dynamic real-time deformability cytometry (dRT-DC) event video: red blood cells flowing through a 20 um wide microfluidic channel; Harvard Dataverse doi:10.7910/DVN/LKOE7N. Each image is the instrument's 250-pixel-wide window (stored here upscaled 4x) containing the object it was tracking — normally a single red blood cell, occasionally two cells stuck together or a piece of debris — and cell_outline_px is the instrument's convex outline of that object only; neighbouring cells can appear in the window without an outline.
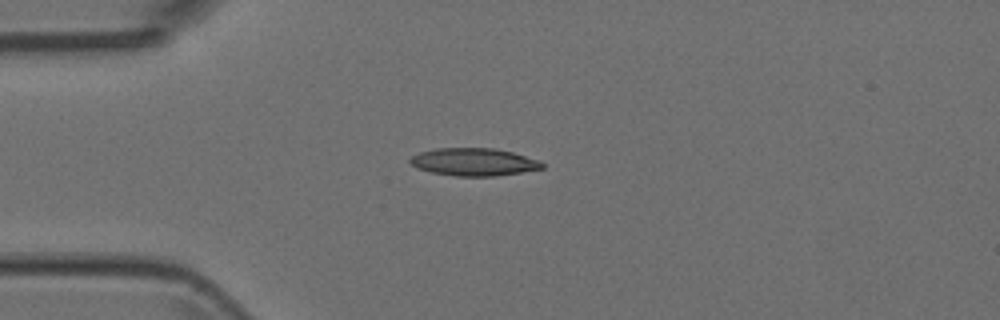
{"species": "Egyptian fruit bat (a non-hibernating species)", "species_latin": "Rousettus aegyptiacus", "temperature_condition": "room temperature", "stored_images_in_passage": 4, "camera_frame_rate_fps": 3000, "um_per_image_px": 0.085, "animal": {"sex": "female"}, "frame": {"image": 1, "passage_image": 1, "time_ms": 0.0, "image_size_px": [1000, 320], "cell_outline_px": [[544, 168], [496, 176], [456, 176], [432, 172], [416, 168], [408, 160], [412, 156], [420, 152], [436, 148], [496, 148], [512, 152], [540, 160], [544, 164]], "centroid_in_image_um": [40.28, 13.76], "position_along_channel_um": 44.7, "area_um2": 21.27}}
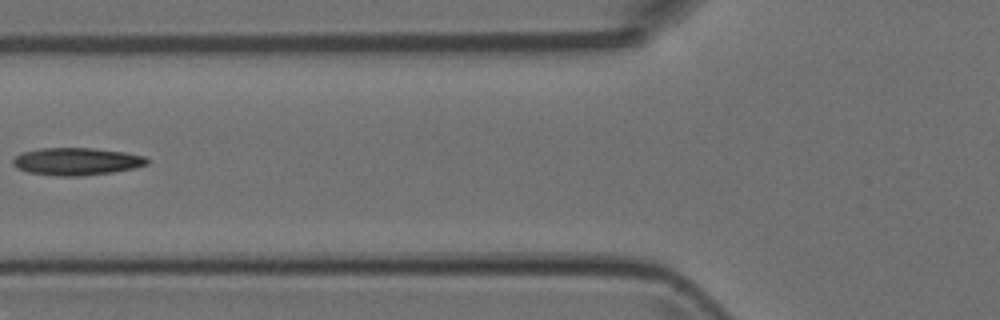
{"frame": {"image": 2, "passage_image": 3, "time_ms": 0.667, "image_size_px": [1000, 320], "cell_outline_px": [[148, 164], [136, 168], [112, 172], [80, 176], [56, 176], [28, 172], [16, 168], [12, 164], [12, 160], [16, 156], [24, 152], [40, 148], [92, 148], [124, 152], [144, 156], [148, 160]], "centroid_in_image_um": [6.5, 13.73], "position_along_channel_um": 119.3, "area_um2": 21.44}}
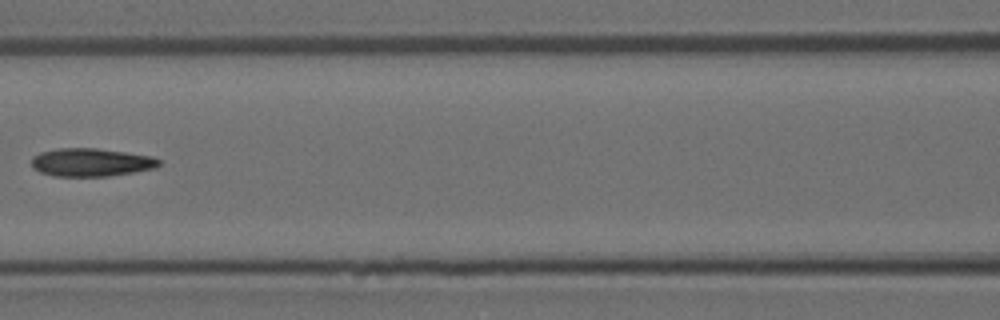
{"frame": {"image": 3, "passage_image": 4, "time_ms": 1.0, "image_size_px": [1000, 320], "cell_outline_px": [[160, 164], [156, 168], [108, 176], [52, 176], [40, 172], [32, 168], [32, 156], [40, 152], [56, 148], [96, 148], [152, 156], [160, 160]], "centroid_in_image_um": [7.71, 13.79], "position_along_channel_um": 158.9, "area_um2": 20.92}}